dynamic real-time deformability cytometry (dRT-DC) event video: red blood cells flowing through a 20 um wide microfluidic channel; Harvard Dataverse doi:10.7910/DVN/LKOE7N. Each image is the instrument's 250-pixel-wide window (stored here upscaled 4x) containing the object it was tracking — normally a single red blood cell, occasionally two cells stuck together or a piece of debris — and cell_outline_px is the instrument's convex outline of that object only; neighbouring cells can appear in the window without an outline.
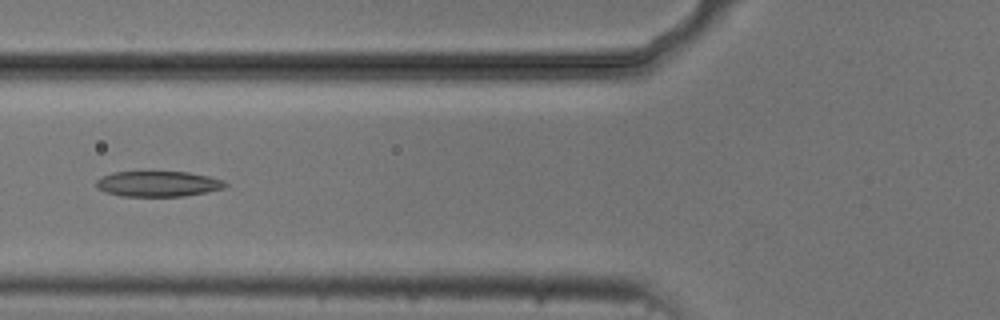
{"species": "common noctule bat (a hibernating species)", "species_latin": "Nyctalus noctula", "temperature_condition": "cold", "stored_images_in_passage": 10, "camera_frame_rate_fps": 3000, "um_per_image_px": 0.085, "animal": {"sex": "male", "body_mass_g": 20.5, "forearm_length_mm": 52.5}, "frame": {"image": 1, "passage_image": 5, "time_ms": 5.667, "image_size_px": [1000, 320], "cell_outline_px": [[228, 184], [224, 188], [184, 196], [120, 196], [104, 192], [96, 188], [96, 180], [100, 176], [112, 172], [188, 172], [208, 176], [224, 180]], "centroid_in_image_um": [13.38, 15.62], "position_along_channel_um": 112.4, "area_um2": 19.25}}
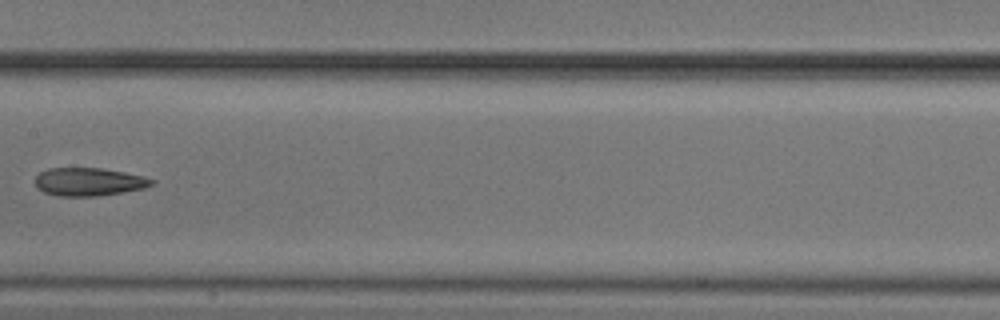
{"frame": {"image": 2, "passage_image": 7, "time_ms": 8.0, "image_size_px": [1000, 320], "cell_outline_px": [[156, 184], [144, 188], [96, 196], [60, 196], [44, 192], [36, 188], [36, 176], [40, 172], [48, 168], [104, 168], [144, 176], [156, 180]], "centroid_in_image_um": [7.57, 15.44], "position_along_channel_um": 199.8, "area_um2": 19.13}}
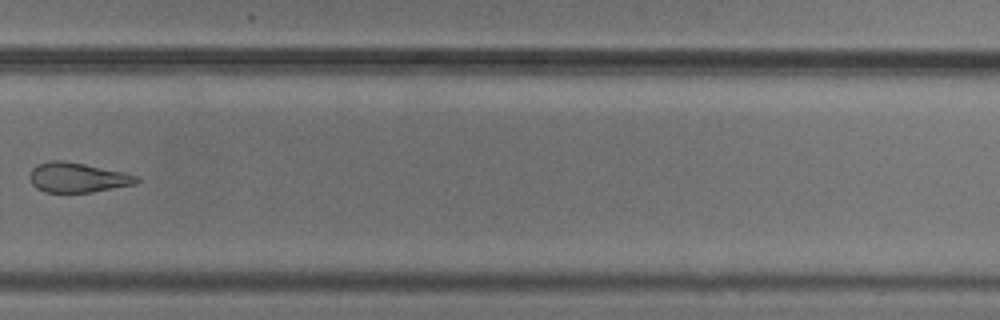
{"frame": {"image": 3, "passage_image": 10, "time_ms": 11.333, "image_size_px": [1000, 320], "cell_outline_px": [[140, 180], [136, 184], [92, 192], [44, 192], [36, 188], [32, 184], [28, 176], [32, 168], [36, 164], [52, 160], [64, 160], [124, 172], [140, 176]], "centroid_in_image_um": [6.58, 15.08], "position_along_channel_um": 323.2, "area_um2": 18.73}}